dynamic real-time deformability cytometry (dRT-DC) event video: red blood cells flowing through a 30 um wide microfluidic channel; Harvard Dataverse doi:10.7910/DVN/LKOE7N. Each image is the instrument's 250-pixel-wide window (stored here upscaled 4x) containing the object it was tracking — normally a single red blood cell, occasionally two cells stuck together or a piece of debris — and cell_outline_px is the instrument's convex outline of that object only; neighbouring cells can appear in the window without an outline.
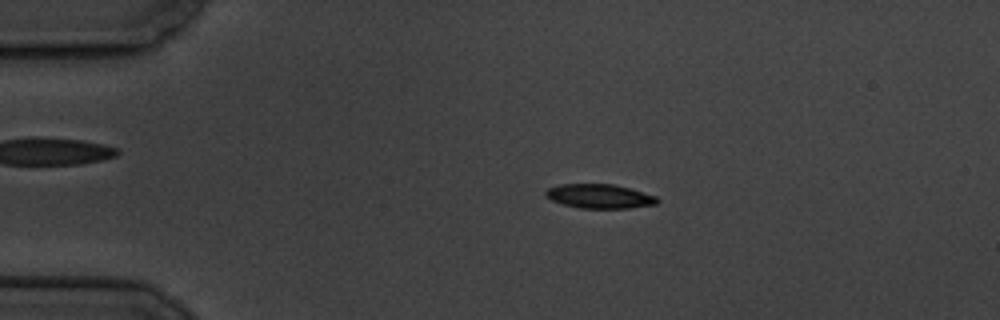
{"species": "common noctule bat (a hibernating species)", "species_latin": "Nyctalus noctula", "temperature_condition": "cold", "stored_images_in_passage": 58, "camera_frame_rate_fps": 3000, "um_per_image_px": 0.085, "animal": {"sex": "male", "body_mass_g": 19.5, "forearm_length_mm": 54.6}, "frame": {"image": 1, "passage_image": 12, "time_ms": 3.667, "image_size_px": [1000, 320], "cell_outline_px": [[660, 200], [656, 204], [628, 208], [580, 208], [564, 204], [552, 200], [544, 196], [544, 192], [548, 188], [560, 184], [612, 184], [628, 188], [656, 196]], "centroid_in_image_um": [50.93, 16.68], "position_along_channel_um": 34.1, "area_um2": 15.61}}
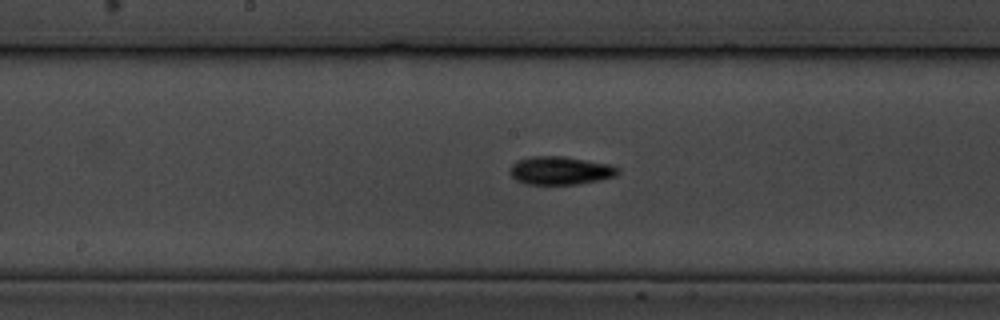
{"frame": {"image": 2, "passage_image": 30, "time_ms": 9.667, "image_size_px": [1000, 320], "cell_outline_px": [[620, 172], [616, 176], [600, 180], [576, 184], [524, 184], [516, 180], [508, 172], [508, 168], [516, 160], [532, 156], [564, 156], [612, 164], [620, 168]], "centroid_in_image_um": [47.62, 14.49], "position_along_channel_um": 200.6, "area_um2": 18.09}}
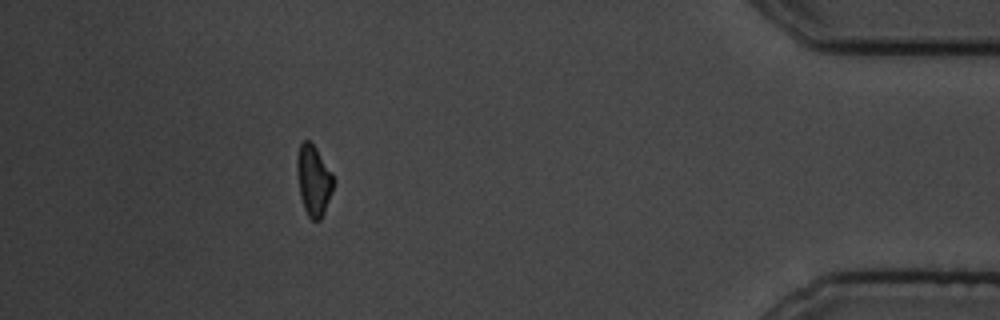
{"frame": {"image": 3, "passage_image": 52, "time_ms": 17.0, "image_size_px": [1000, 320], "cell_outline_px": [[332, 188], [324, 212], [320, 220], [312, 220], [308, 216], [304, 208], [300, 196], [296, 172], [296, 156], [300, 144], [304, 140], [308, 140], [316, 148], [332, 176]], "centroid_in_image_um": [26.59, 15.33], "position_along_channel_um": 408.6, "area_um2": 14.57}, "authors_computed_cell_mechanics": {"area_um2": 16.0106, "velocity_mm_per_s": 3.5194, "shape_relaxation_time_tau1_ms": 2.9513, "shape_relaxation_time_tau2_ms": null, "deformation_change_tau1": 0.1568, "deformation_change_tau2": null}}